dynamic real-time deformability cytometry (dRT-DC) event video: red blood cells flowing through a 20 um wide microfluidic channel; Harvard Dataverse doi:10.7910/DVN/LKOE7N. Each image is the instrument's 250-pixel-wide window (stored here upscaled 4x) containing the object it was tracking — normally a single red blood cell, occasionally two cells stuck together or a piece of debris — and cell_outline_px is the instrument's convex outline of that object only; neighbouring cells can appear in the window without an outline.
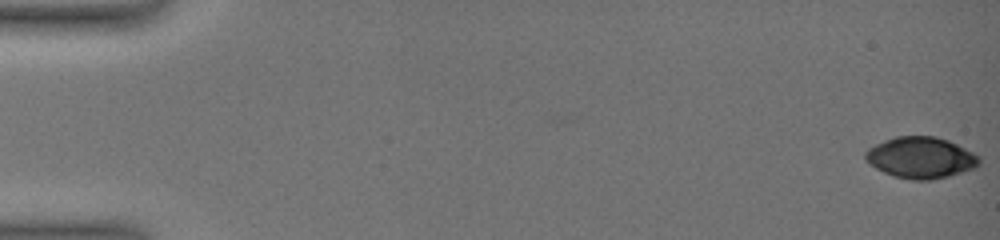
{"species": "common noctule bat (a hibernating species)", "species_latin": "Nyctalus noctula", "temperature_condition": "warm", "stored_images_in_passage": 84, "camera_frame_rate_fps": 3000, "um_per_image_px": 0.085, "animal": {"sex": "female", "body_mass_g": 19.0, "forearm_length_mm": 51.5}, "frame": {"image": 1, "passage_image": 1, "time_ms": 0.0, "image_size_px": [1000, 240], "cell_outline_px": [[980, 164], [976, 168], [948, 176], [932, 180], [912, 180], [896, 176], [884, 172], [868, 164], [864, 156], [864, 152], [868, 148], [884, 140], [896, 136], [936, 136], [948, 140], [980, 156]], "centroid_in_image_um": [78.26, 13.4], "position_along_channel_um": 6.7, "area_um2": 27.46}}
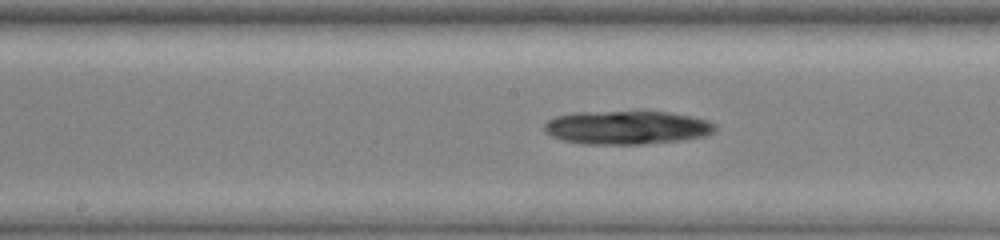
{"frame": {"image": 2, "passage_image": 62, "time_ms": 9.667, "image_size_px": [1000, 240], "cell_outline_px": [[716, 128], [712, 132], [704, 136], [684, 140], [644, 144], [580, 144], [564, 140], [552, 136], [544, 132], [544, 124], [548, 120], [556, 116], [576, 112], [640, 108], [644, 108], [692, 116], [708, 120], [716, 124]], "centroid_in_image_um": [53.29, 10.79], "position_along_channel_um": 194.9, "area_um2": 34.85}}
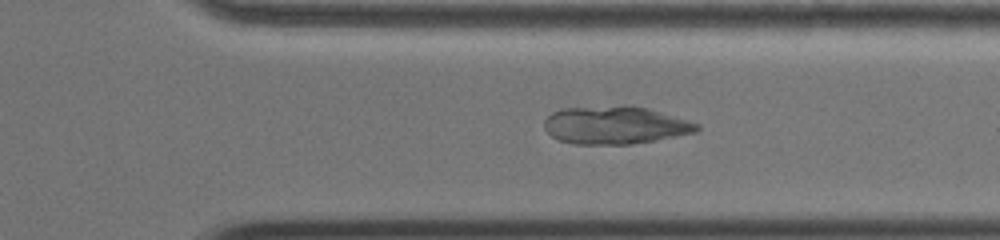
{"frame": {"image": 3, "passage_image": 75, "time_ms": 14.0, "image_size_px": [1000, 240], "cell_outline_px": [[700, 128], [696, 132], [652, 140], [628, 144], [572, 144], [560, 140], [552, 136], [544, 128], [544, 120], [552, 112], [560, 108], [648, 108], [688, 120], [700, 124]], "centroid_in_image_um": [52.26, 10.67], "position_along_channel_um": 359.1, "area_um2": 32.54}}